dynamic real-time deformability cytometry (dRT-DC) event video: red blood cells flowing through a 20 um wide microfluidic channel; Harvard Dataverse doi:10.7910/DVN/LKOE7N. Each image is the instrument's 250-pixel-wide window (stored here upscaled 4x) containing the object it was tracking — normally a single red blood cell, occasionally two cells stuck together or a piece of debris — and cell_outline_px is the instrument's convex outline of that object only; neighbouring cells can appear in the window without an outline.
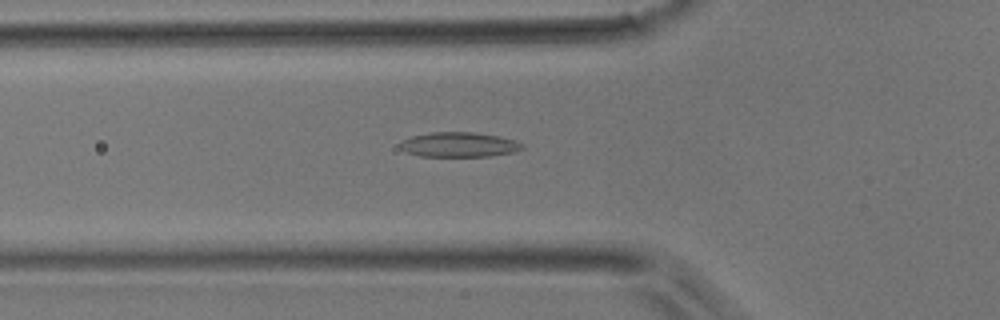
{"species": "common noctule bat (a hibernating species)", "species_latin": "Nyctalus noctula", "temperature_condition": "room temperature", "stored_images_in_passage": 37, "camera_frame_rate_fps": 3000, "um_per_image_px": 0.085, "animal": {"sex": "male", "body_mass_g": 17.9}, "frame": {"image": 1, "passage_image": 5, "time_ms": 1.333, "image_size_px": [1000, 320], "cell_outline_px": [[524, 148], [512, 152], [488, 156], [420, 156], [408, 152], [400, 148], [400, 144], [404, 140], [412, 136], [432, 132], [472, 132], [500, 136], [516, 140], [524, 144]], "centroid_in_image_um": [39.06, 12.29], "position_along_channel_um": 86.7, "area_um2": 17.51}}
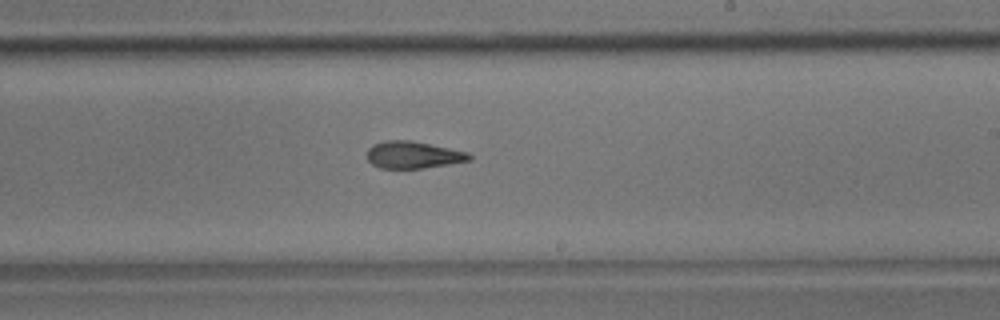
{"frame": {"image": 2, "passage_image": 17, "time_ms": 5.333, "image_size_px": [1000, 320], "cell_outline_px": [[472, 160], [424, 168], [380, 168], [372, 164], [368, 160], [368, 148], [372, 144], [384, 140], [412, 140], [468, 152], [472, 156]], "centroid_in_image_um": [35.12, 13.15], "position_along_channel_um": 253.9, "area_um2": 16.18}}
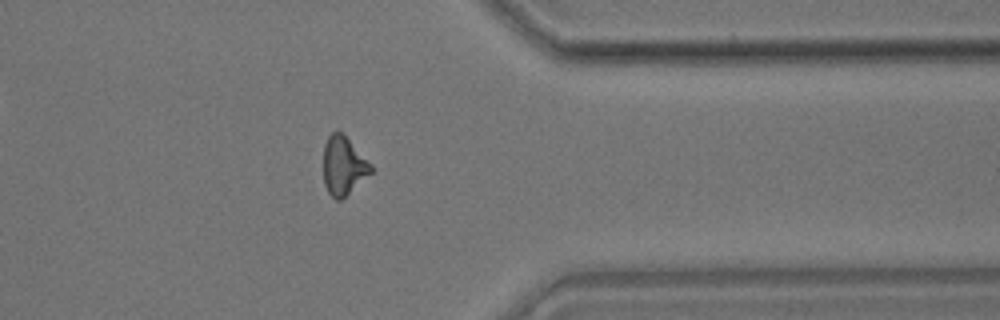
{"frame": {"image": 3, "passage_image": 27, "time_ms": 8.667, "image_size_px": [1000, 320], "cell_outline_px": [[376, 168], [372, 172], [340, 200], [336, 200], [328, 192], [324, 184], [324, 144], [328, 136], [336, 128]], "centroid_in_image_um": [29.19, 14.08], "position_along_channel_um": 382.2, "area_um2": 16.01}}